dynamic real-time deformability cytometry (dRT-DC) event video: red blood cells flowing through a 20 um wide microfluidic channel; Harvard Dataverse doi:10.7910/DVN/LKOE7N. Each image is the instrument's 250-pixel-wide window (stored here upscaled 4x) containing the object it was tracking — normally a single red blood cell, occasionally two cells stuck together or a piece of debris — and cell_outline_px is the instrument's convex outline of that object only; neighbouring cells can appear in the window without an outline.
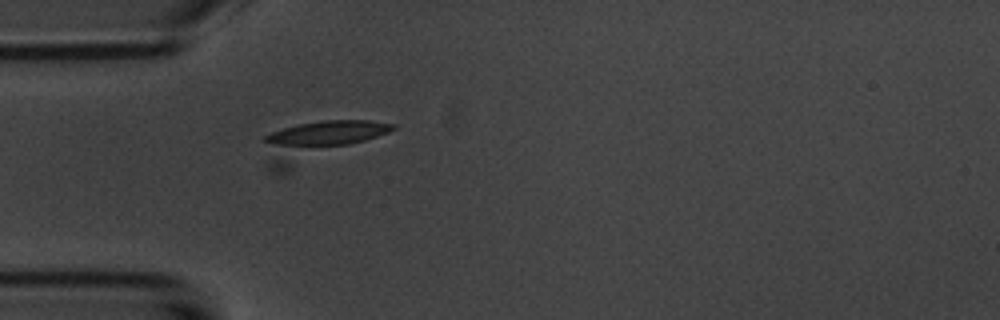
{"species": "common noctule bat (a hibernating species)", "species_latin": "Nyctalus noctula", "temperature_condition": "room temperature", "stored_images_in_passage": 6, "camera_frame_rate_fps": 3000, "um_per_image_px": 0.085, "animal": {"sex": "male", "body_mass_g": 20.1, "forearm_length_mm": 53.5}, "frame": {"image": 1, "passage_image": 6, "time_ms": 5.667, "image_size_px": [1000, 320], "cell_outline_px": [[396, 128], [388, 132], [280, 176], [268, 168], [264, 164], [260, 140], [264, 136], [272, 132], [284, 128], [300, 124], [324, 120], [368, 120], [396, 124]], "centroid_in_image_um": [26.86, 12.06], "position_along_channel_um": 58.1, "area_um2": 30.23}}